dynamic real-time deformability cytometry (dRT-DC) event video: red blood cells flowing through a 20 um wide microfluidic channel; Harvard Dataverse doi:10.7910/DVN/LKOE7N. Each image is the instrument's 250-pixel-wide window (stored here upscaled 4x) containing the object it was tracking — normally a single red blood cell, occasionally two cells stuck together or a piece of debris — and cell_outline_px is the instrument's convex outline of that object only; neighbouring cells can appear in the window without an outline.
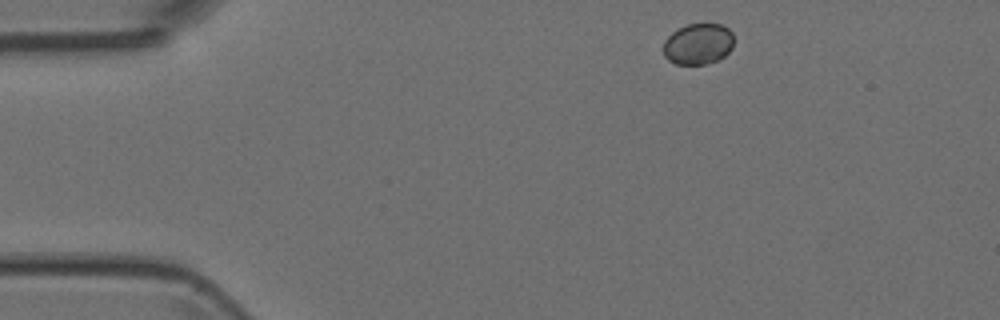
{"species": "Egyptian fruit bat (a non-hibernating species)", "species_latin": "Rousettus aegyptiacus", "temperature_condition": "room temperature", "stored_images_in_passage": 44, "camera_frame_rate_fps": 3000, "um_per_image_px": 0.085, "animal": {"sex": "female"}, "frame": {"image": 1, "passage_image": 1, "time_ms": 0.0, "image_size_px": [1000, 320], "cell_outline_px": [[732, 48], [724, 56], [716, 60], [704, 64], [676, 64], [668, 60], [664, 56], [664, 40], [672, 32], [688, 24], [720, 24], [728, 28], [732, 32]], "centroid_in_image_um": [59.33, 3.73], "position_along_channel_um": 25.7, "area_um2": 16.7}}
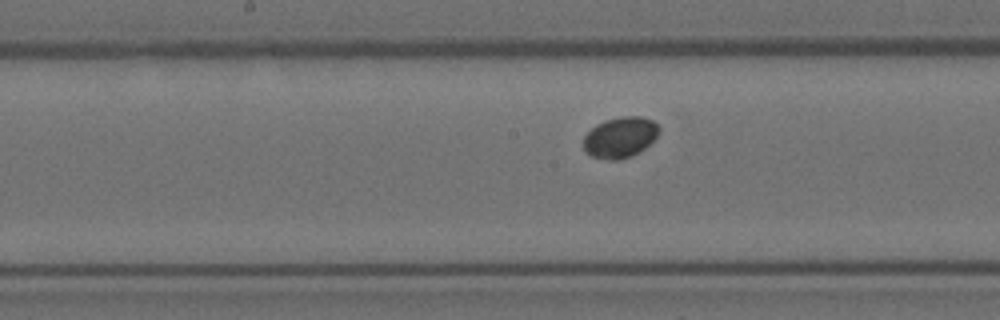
{"frame": {"image": 2, "passage_image": 19, "time_ms": 6.0, "image_size_px": [1000, 320], "cell_outline_px": [[660, 132], [644, 148], [632, 156], [616, 160], [608, 160], [592, 156], [584, 148], [584, 136], [596, 124], [604, 120], [624, 116], [640, 116], [652, 120], [660, 128]], "centroid_in_image_um": [52.71, 11.66], "position_along_channel_um": 195.5, "area_um2": 17.74}}
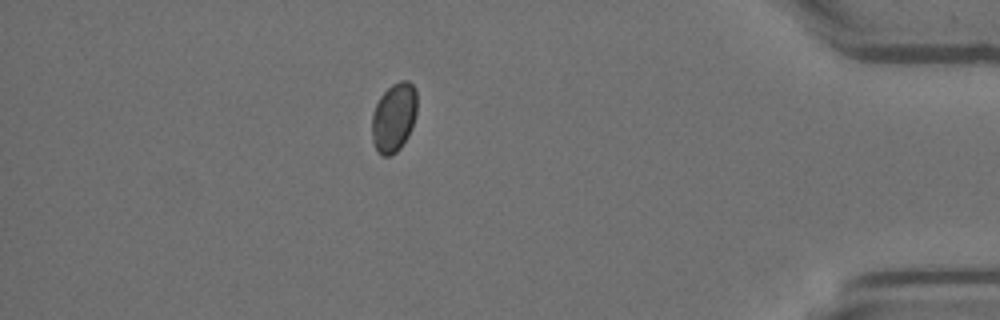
{"frame": {"image": 3, "passage_image": 38, "time_ms": 12.333, "image_size_px": [1000, 320], "cell_outline_px": [[416, 112], [412, 128], [408, 136], [400, 148], [396, 152], [388, 156], [384, 156], [376, 148], [372, 140], [372, 116], [376, 104], [380, 96], [392, 84], [400, 80], [408, 80], [416, 88]], "centroid_in_image_um": [33.49, 9.95], "position_along_channel_um": 401.7, "area_um2": 18.09}}